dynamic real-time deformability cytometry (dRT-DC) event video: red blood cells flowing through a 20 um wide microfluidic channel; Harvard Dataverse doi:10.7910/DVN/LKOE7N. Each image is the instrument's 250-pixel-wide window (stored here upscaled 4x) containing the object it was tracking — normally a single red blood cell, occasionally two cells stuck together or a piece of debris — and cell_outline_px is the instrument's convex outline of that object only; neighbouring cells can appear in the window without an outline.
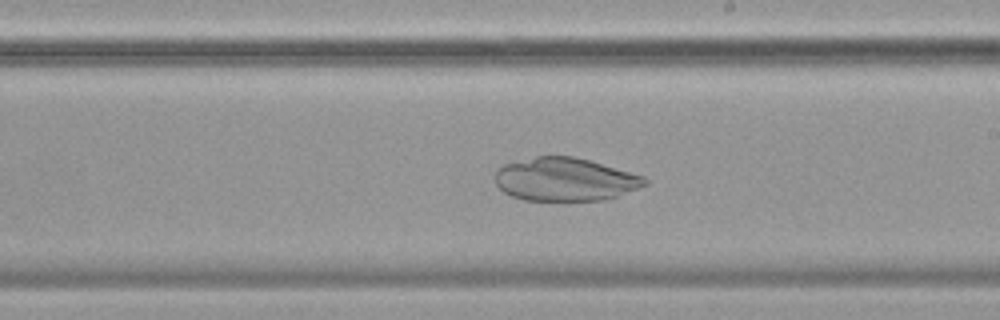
{"species": "common noctule bat (a hibernating species)", "species_latin": "Nyctalus noctula", "temperature_condition": "cold", "stored_images_in_passage": 56, "camera_frame_rate_fps": 3000, "um_per_image_px": 0.085, "animal": {"sex": "female", "body_mass_g": 19.9}, "frame": {"image": 1, "passage_image": 32, "time_ms": 10.333, "image_size_px": [1000, 320], "cell_outline_px": [[648, 184], [616, 196], [604, 200], [524, 200], [512, 196], [504, 192], [496, 184], [496, 168], [504, 164], [536, 156], [572, 156], [588, 160], [644, 176], [648, 180]], "centroid_in_image_um": [48.01, 15.24], "position_along_channel_um": 241.0, "area_um2": 37.4}}